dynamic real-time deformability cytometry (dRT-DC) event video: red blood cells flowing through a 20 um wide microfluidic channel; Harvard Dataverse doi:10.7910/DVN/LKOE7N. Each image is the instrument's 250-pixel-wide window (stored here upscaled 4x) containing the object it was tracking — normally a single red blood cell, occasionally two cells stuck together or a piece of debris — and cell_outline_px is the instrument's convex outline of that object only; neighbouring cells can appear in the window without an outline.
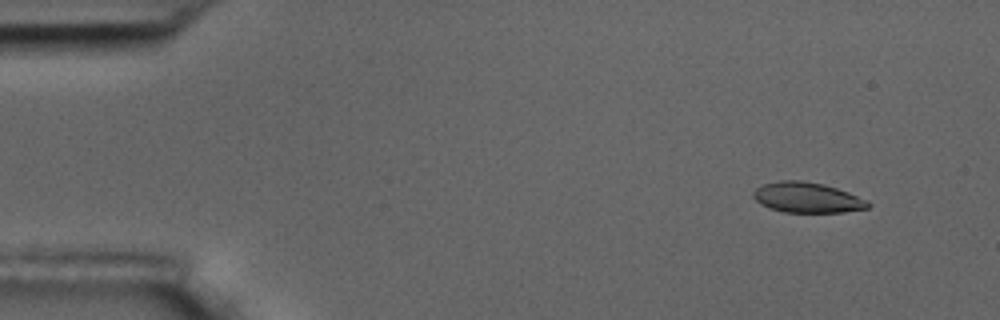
{"species": "common noctule bat (a hibernating species)", "species_latin": "Nyctalus noctula", "temperature_condition": "room temperature", "stored_images_in_passage": 52, "camera_frame_rate_fps": 3000, "um_per_image_px": 0.085, "animal": {"sex": "male", "body_mass_g": 17.5, "forearm_length_mm": 52.3}, "frame": {"image": 1, "passage_image": 1, "time_ms": 0.0, "image_size_px": [1000, 320], "cell_outline_px": [[872, 204], [868, 208], [844, 212], [784, 212], [768, 208], [760, 204], [752, 196], [752, 192], [756, 188], [764, 184], [780, 180], [800, 180], [824, 184], [848, 192], [868, 200]], "centroid_in_image_um": [68.6, 16.79], "position_along_channel_um": 16.4, "area_um2": 20.4}}
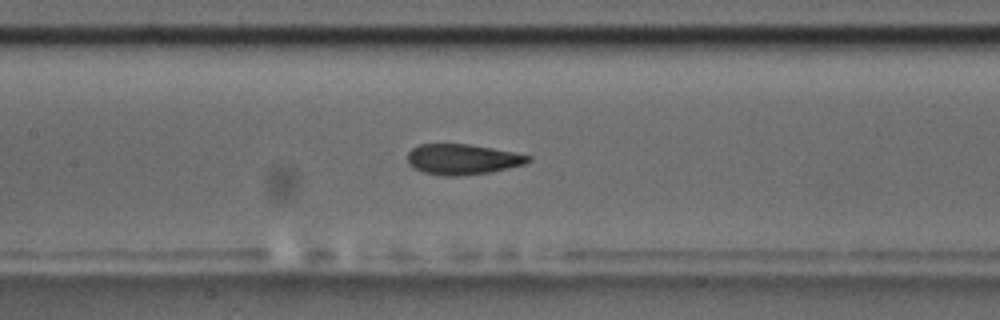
{"frame": {"image": 2, "passage_image": 22, "time_ms": 7.0, "image_size_px": [1000, 320], "cell_outline_px": [[532, 160], [524, 164], [492, 172], [460, 176], [444, 176], [424, 172], [408, 164], [408, 152], [412, 148], [420, 144], [468, 144], [492, 148], [532, 156]], "centroid_in_image_um": [39.32, 13.54], "position_along_channel_um": 168.1, "area_um2": 21.39}}
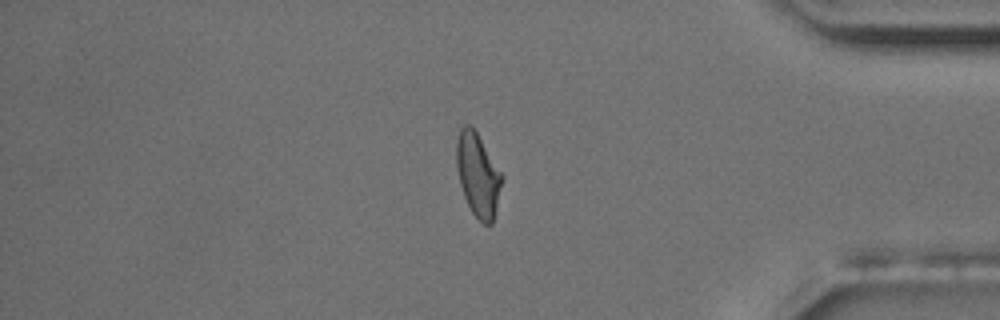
{"frame": {"image": 3, "passage_image": 43, "time_ms": 14.0, "image_size_px": [1000, 320], "cell_outline_px": [[504, 176], [496, 212], [492, 224], [484, 224], [472, 212], [464, 196], [460, 184], [456, 168], [456, 140], [460, 128], [464, 124], [468, 124], [476, 132]], "centroid_in_image_um": [40.62, 14.87], "position_along_channel_um": 394.6, "area_um2": 22.08}, "authors_computed_cell_mechanics": {"area_um2": 21.8195, "velocity_mm_per_s": 3.6353, "shape_relaxation_time_tau1_ms": 5.1058, "shape_relaxation_time_tau2_ms": 1.3417, "deformation_change_tau1": 0.1518, "deformation_change_tau2": 0.0516}}